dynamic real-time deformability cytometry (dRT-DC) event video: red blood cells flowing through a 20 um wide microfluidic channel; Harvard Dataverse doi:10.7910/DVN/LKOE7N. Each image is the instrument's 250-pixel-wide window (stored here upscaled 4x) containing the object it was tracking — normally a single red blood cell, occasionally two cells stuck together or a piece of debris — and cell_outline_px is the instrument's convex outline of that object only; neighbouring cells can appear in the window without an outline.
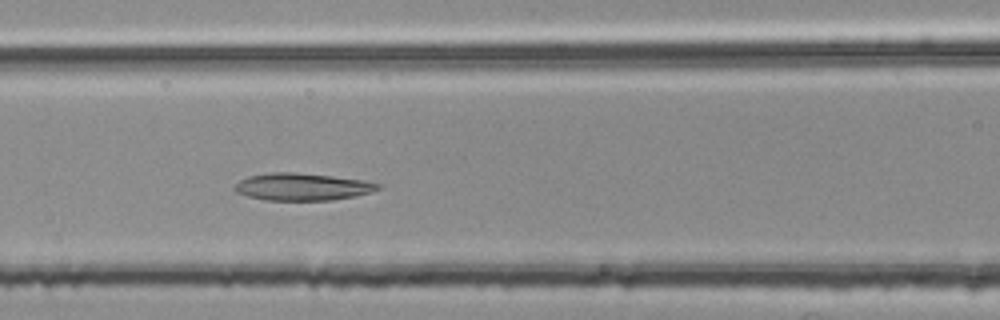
{"species": "common noctule bat (a hibernating species)", "species_latin": "Nyctalus noctula", "temperature_condition": "room temperature", "stored_images_in_passage": 36, "camera_frame_rate_fps": 3000, "um_per_image_px": 0.085, "animal": {"sex": "female", "body_mass_g": 25.1}, "frame": {"image": 1, "passage_image": 16, "time_ms": 5.0, "image_size_px": [1000, 320], "cell_outline_px": [[380, 188], [372, 192], [356, 196], [332, 200], [264, 200], [248, 196], [236, 192], [232, 188], [240, 180], [248, 176], [272, 172], [292, 172], [332, 176], [360, 180], [380, 184]], "centroid_in_image_um": [25.66, 15.88], "position_along_channel_um": 140.9, "area_um2": 22.66}}
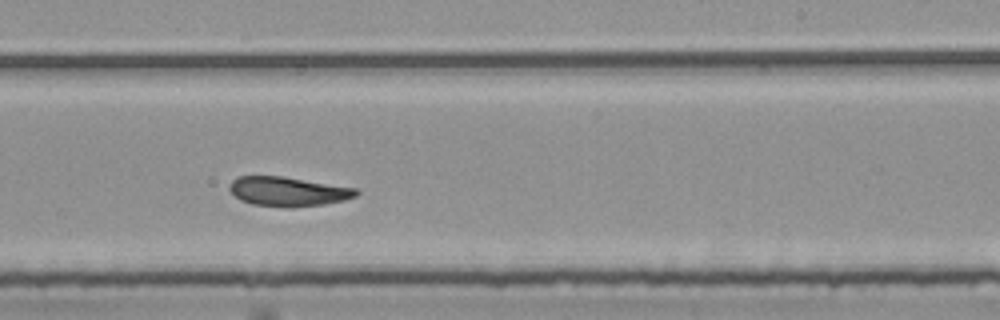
{"frame": {"image": 2, "passage_image": 26, "time_ms": 8.333, "image_size_px": [1000, 320], "cell_outline_px": [[360, 192], [356, 196], [344, 200], [324, 204], [292, 208], [284, 208], [252, 204], [240, 200], [228, 188], [228, 184], [236, 176], [280, 176], [356, 188]], "centroid_in_image_um": [24.45, 16.29], "position_along_channel_um": 264.5, "area_um2": 21.79}}
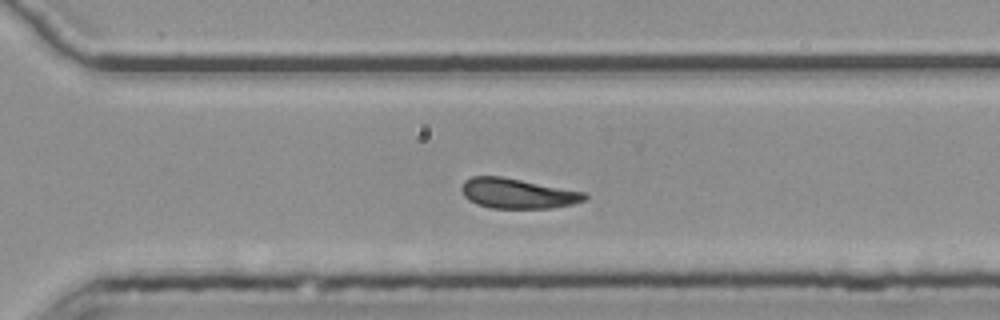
{"frame": {"image": 3, "passage_image": 31, "time_ms": 10.0, "image_size_px": [1000, 320], "cell_outline_px": [[588, 196], [584, 200], [572, 204], [552, 208], [492, 208], [476, 204], [468, 200], [464, 196], [460, 188], [464, 180], [472, 176], [500, 176], [588, 192]], "centroid_in_image_um": [43.99, 16.44], "position_along_channel_um": 326.6, "area_um2": 21.73}, "authors_computed_cell_mechanics": {"area_um2": 22.1663, "velocity_mm_per_s": 3.7231, "shape_relaxation_time_tau1_ms": null, "shape_relaxation_time_tau2_ms": 6.9501, "deformation_change_tau1": null, "deformation_change_tau2": 0.1415}}